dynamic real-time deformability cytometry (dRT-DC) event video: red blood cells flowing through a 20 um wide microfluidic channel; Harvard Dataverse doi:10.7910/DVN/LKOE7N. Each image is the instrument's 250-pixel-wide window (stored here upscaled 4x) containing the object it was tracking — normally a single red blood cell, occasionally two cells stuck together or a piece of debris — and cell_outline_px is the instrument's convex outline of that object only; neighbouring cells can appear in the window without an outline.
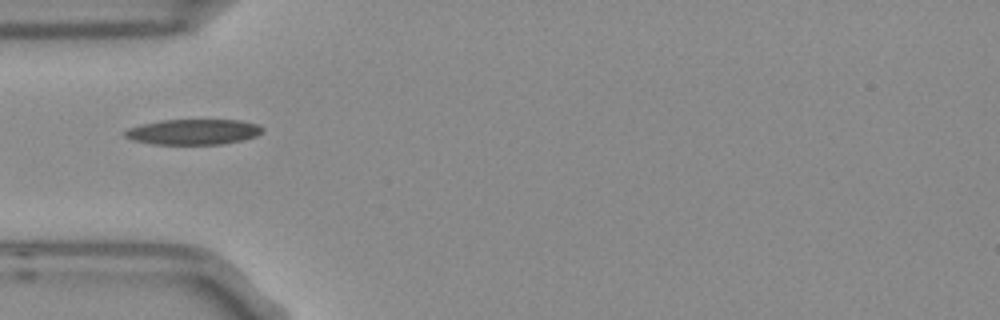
{"species": "Egyptian fruit bat (a non-hibernating species)", "species_latin": "Rousettus aegyptiacus", "temperature_condition": "room temperature", "stored_images_in_passage": 1, "camera_frame_rate_fps": 3000, "um_per_image_px": 0.085, "frame": {"image": 1, "passage_image": 1, "time_ms": 0.0, "image_size_px": [1000, 320], "cell_outline_px": [[264, 128], [256, 136], [244, 140], [224, 144], [152, 144], [132, 140], [124, 136], [124, 132], [128, 128], [140, 124], [160, 120], [240, 120], [260, 124]], "centroid_in_image_um": [16.44, 11.21], "position_along_channel_um": 68.6, "area_um2": 20.58}}